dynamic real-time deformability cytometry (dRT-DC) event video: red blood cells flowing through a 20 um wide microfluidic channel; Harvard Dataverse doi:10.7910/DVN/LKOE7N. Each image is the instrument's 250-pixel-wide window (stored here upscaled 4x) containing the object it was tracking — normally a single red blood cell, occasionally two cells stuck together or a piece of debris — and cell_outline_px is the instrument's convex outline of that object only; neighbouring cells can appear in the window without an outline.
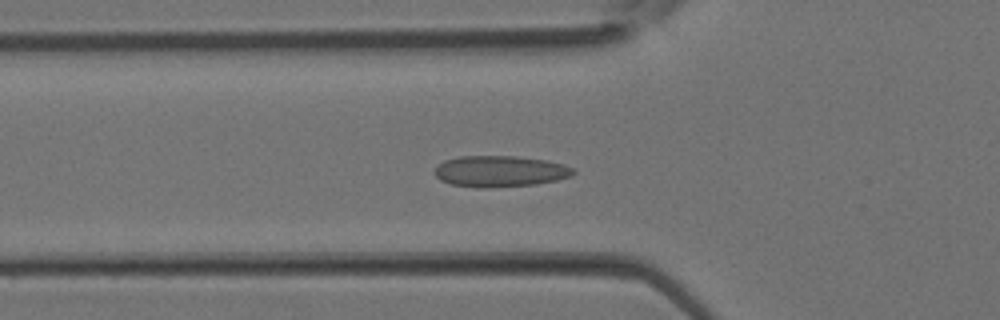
{"species": "Egyptian fruit bat (a non-hibernating species)", "species_latin": "Rousettus aegyptiacus", "temperature_condition": "room temperature", "stored_images_in_passage": 32, "camera_frame_rate_fps": 3000, "um_per_image_px": 0.085, "animal": {"sex": "female"}, "frame": {"image": 1, "passage_image": 6, "time_ms": 1.667, "image_size_px": [1000, 320], "cell_outline_px": [[576, 172], [572, 176], [556, 180], [536, 184], [488, 188], [480, 188], [452, 184], [440, 180], [436, 176], [436, 168], [444, 160], [460, 156], [516, 156], [548, 160], [564, 164], [572, 168]], "centroid_in_image_um": [42.54, 14.56], "position_along_channel_um": 83.3, "area_um2": 25.2}}
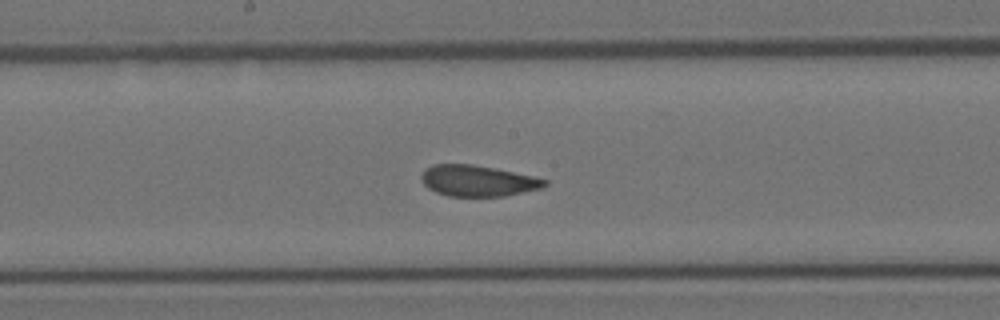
{"frame": {"image": 2, "passage_image": 13, "time_ms": 4.0, "image_size_px": [1000, 320], "cell_outline_px": [[548, 184], [544, 188], [504, 196], [448, 196], [436, 192], [428, 188], [424, 184], [420, 176], [432, 164], [472, 164], [532, 176], [548, 180]], "centroid_in_image_um": [40.63, 15.38], "position_along_channel_um": 207.6, "area_um2": 22.14}}
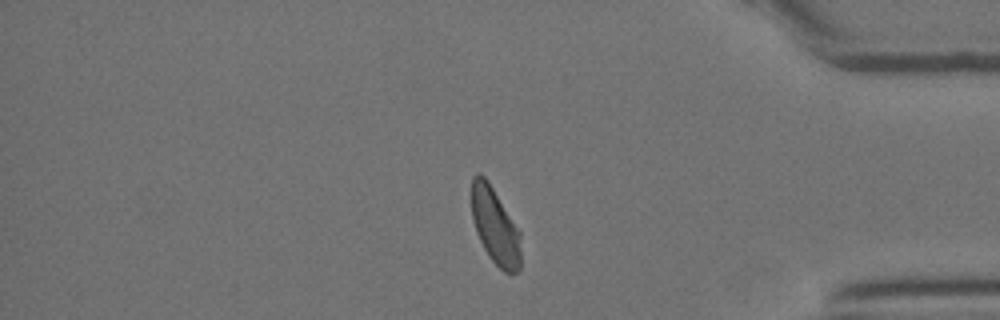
{"frame": {"image": 3, "passage_image": 25, "time_ms": 8.0, "image_size_px": [1000, 320], "cell_outline_px": [[520, 268], [516, 272], [504, 272], [492, 260], [484, 248], [476, 232], [472, 220], [472, 176], [476, 172], [480, 172], [488, 180], [520, 232]], "centroid_in_image_um": [42.07, 19.18], "position_along_channel_um": 393.1, "area_um2": 21.73}}